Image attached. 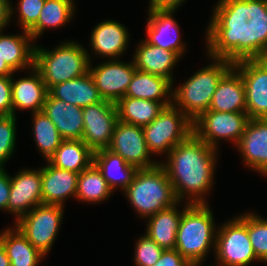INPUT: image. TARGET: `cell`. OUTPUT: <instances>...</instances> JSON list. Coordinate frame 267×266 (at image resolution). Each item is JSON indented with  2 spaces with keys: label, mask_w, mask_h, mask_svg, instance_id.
Segmentation results:
<instances>
[{
  "label": "cell",
  "mask_w": 267,
  "mask_h": 266,
  "mask_svg": "<svg viewBox=\"0 0 267 266\" xmlns=\"http://www.w3.org/2000/svg\"><path fill=\"white\" fill-rule=\"evenodd\" d=\"M207 29L209 57L236 63L267 57V0H219Z\"/></svg>",
  "instance_id": "cell-1"
},
{
  "label": "cell",
  "mask_w": 267,
  "mask_h": 266,
  "mask_svg": "<svg viewBox=\"0 0 267 266\" xmlns=\"http://www.w3.org/2000/svg\"><path fill=\"white\" fill-rule=\"evenodd\" d=\"M216 150L192 133L168 153V163L161 165L179 202L191 195L189 204H207L203 195L213 184Z\"/></svg>",
  "instance_id": "cell-2"
},
{
  "label": "cell",
  "mask_w": 267,
  "mask_h": 266,
  "mask_svg": "<svg viewBox=\"0 0 267 266\" xmlns=\"http://www.w3.org/2000/svg\"><path fill=\"white\" fill-rule=\"evenodd\" d=\"M182 210L175 249L192 265H201L216 245L213 214L207 204H189Z\"/></svg>",
  "instance_id": "cell-3"
},
{
  "label": "cell",
  "mask_w": 267,
  "mask_h": 266,
  "mask_svg": "<svg viewBox=\"0 0 267 266\" xmlns=\"http://www.w3.org/2000/svg\"><path fill=\"white\" fill-rule=\"evenodd\" d=\"M124 193L144 218L180 203L161 163L152 168L138 169Z\"/></svg>",
  "instance_id": "cell-4"
},
{
  "label": "cell",
  "mask_w": 267,
  "mask_h": 266,
  "mask_svg": "<svg viewBox=\"0 0 267 266\" xmlns=\"http://www.w3.org/2000/svg\"><path fill=\"white\" fill-rule=\"evenodd\" d=\"M89 59L88 52L80 44L67 41L51 51L35 46L34 67L49 91L59 83L87 74Z\"/></svg>",
  "instance_id": "cell-5"
},
{
  "label": "cell",
  "mask_w": 267,
  "mask_h": 266,
  "mask_svg": "<svg viewBox=\"0 0 267 266\" xmlns=\"http://www.w3.org/2000/svg\"><path fill=\"white\" fill-rule=\"evenodd\" d=\"M213 64L198 70L172 92V103L179 106L192 121L209 110L212 96L221 77L233 66L228 60L212 58Z\"/></svg>",
  "instance_id": "cell-6"
},
{
  "label": "cell",
  "mask_w": 267,
  "mask_h": 266,
  "mask_svg": "<svg viewBox=\"0 0 267 266\" xmlns=\"http://www.w3.org/2000/svg\"><path fill=\"white\" fill-rule=\"evenodd\" d=\"M149 152L167 154L193 133V121L176 106L169 105L142 127Z\"/></svg>",
  "instance_id": "cell-7"
},
{
  "label": "cell",
  "mask_w": 267,
  "mask_h": 266,
  "mask_svg": "<svg viewBox=\"0 0 267 266\" xmlns=\"http://www.w3.org/2000/svg\"><path fill=\"white\" fill-rule=\"evenodd\" d=\"M222 226L216 232L214 250L220 266H247L259 260L248 237V214L235 217Z\"/></svg>",
  "instance_id": "cell-8"
},
{
  "label": "cell",
  "mask_w": 267,
  "mask_h": 266,
  "mask_svg": "<svg viewBox=\"0 0 267 266\" xmlns=\"http://www.w3.org/2000/svg\"><path fill=\"white\" fill-rule=\"evenodd\" d=\"M63 216V206L41 204L22 216L15 226L42 254H48Z\"/></svg>",
  "instance_id": "cell-9"
},
{
  "label": "cell",
  "mask_w": 267,
  "mask_h": 266,
  "mask_svg": "<svg viewBox=\"0 0 267 266\" xmlns=\"http://www.w3.org/2000/svg\"><path fill=\"white\" fill-rule=\"evenodd\" d=\"M250 118L246 112L208 110L193 121V133L204 143L216 147L217 140H234L238 144Z\"/></svg>",
  "instance_id": "cell-10"
},
{
  "label": "cell",
  "mask_w": 267,
  "mask_h": 266,
  "mask_svg": "<svg viewBox=\"0 0 267 266\" xmlns=\"http://www.w3.org/2000/svg\"><path fill=\"white\" fill-rule=\"evenodd\" d=\"M245 86L250 119H267V59H246L233 64Z\"/></svg>",
  "instance_id": "cell-11"
},
{
  "label": "cell",
  "mask_w": 267,
  "mask_h": 266,
  "mask_svg": "<svg viewBox=\"0 0 267 266\" xmlns=\"http://www.w3.org/2000/svg\"><path fill=\"white\" fill-rule=\"evenodd\" d=\"M82 112L84 121L82 141L93 152L108 148L118 121L115 103L103 100L84 107Z\"/></svg>",
  "instance_id": "cell-12"
},
{
  "label": "cell",
  "mask_w": 267,
  "mask_h": 266,
  "mask_svg": "<svg viewBox=\"0 0 267 266\" xmlns=\"http://www.w3.org/2000/svg\"><path fill=\"white\" fill-rule=\"evenodd\" d=\"M120 155L129 165L137 169H148L159 162H151L143 128L134 124L117 121L108 148Z\"/></svg>",
  "instance_id": "cell-13"
},
{
  "label": "cell",
  "mask_w": 267,
  "mask_h": 266,
  "mask_svg": "<svg viewBox=\"0 0 267 266\" xmlns=\"http://www.w3.org/2000/svg\"><path fill=\"white\" fill-rule=\"evenodd\" d=\"M110 60L93 68L89 66V73L103 100L116 103L125 96L136 67L133 62L127 64L115 59Z\"/></svg>",
  "instance_id": "cell-14"
},
{
  "label": "cell",
  "mask_w": 267,
  "mask_h": 266,
  "mask_svg": "<svg viewBox=\"0 0 267 266\" xmlns=\"http://www.w3.org/2000/svg\"><path fill=\"white\" fill-rule=\"evenodd\" d=\"M10 183L7 211L13 212L17 221L34 207L43 204L41 169L21 170L10 177Z\"/></svg>",
  "instance_id": "cell-15"
},
{
  "label": "cell",
  "mask_w": 267,
  "mask_h": 266,
  "mask_svg": "<svg viewBox=\"0 0 267 266\" xmlns=\"http://www.w3.org/2000/svg\"><path fill=\"white\" fill-rule=\"evenodd\" d=\"M146 41L154 46L176 52L182 57L185 48L180 40L178 23L172 17L175 9H149Z\"/></svg>",
  "instance_id": "cell-16"
},
{
  "label": "cell",
  "mask_w": 267,
  "mask_h": 266,
  "mask_svg": "<svg viewBox=\"0 0 267 266\" xmlns=\"http://www.w3.org/2000/svg\"><path fill=\"white\" fill-rule=\"evenodd\" d=\"M82 109L58 100L48 92L42 111L54 123L63 140H82L84 132Z\"/></svg>",
  "instance_id": "cell-17"
},
{
  "label": "cell",
  "mask_w": 267,
  "mask_h": 266,
  "mask_svg": "<svg viewBox=\"0 0 267 266\" xmlns=\"http://www.w3.org/2000/svg\"><path fill=\"white\" fill-rule=\"evenodd\" d=\"M235 146L248 166L267 174V119H250Z\"/></svg>",
  "instance_id": "cell-18"
},
{
  "label": "cell",
  "mask_w": 267,
  "mask_h": 266,
  "mask_svg": "<svg viewBox=\"0 0 267 266\" xmlns=\"http://www.w3.org/2000/svg\"><path fill=\"white\" fill-rule=\"evenodd\" d=\"M209 110L246 112L245 86L240 73L232 66L220 79Z\"/></svg>",
  "instance_id": "cell-19"
},
{
  "label": "cell",
  "mask_w": 267,
  "mask_h": 266,
  "mask_svg": "<svg viewBox=\"0 0 267 266\" xmlns=\"http://www.w3.org/2000/svg\"><path fill=\"white\" fill-rule=\"evenodd\" d=\"M79 173L57 168L50 163L41 169L43 204L61 205L76 196Z\"/></svg>",
  "instance_id": "cell-20"
},
{
  "label": "cell",
  "mask_w": 267,
  "mask_h": 266,
  "mask_svg": "<svg viewBox=\"0 0 267 266\" xmlns=\"http://www.w3.org/2000/svg\"><path fill=\"white\" fill-rule=\"evenodd\" d=\"M32 70L29 77L17 81H14L13 75H11L13 115H15L16 109H31L32 113L40 112L43 109L48 89L40 72L35 67Z\"/></svg>",
  "instance_id": "cell-21"
},
{
  "label": "cell",
  "mask_w": 267,
  "mask_h": 266,
  "mask_svg": "<svg viewBox=\"0 0 267 266\" xmlns=\"http://www.w3.org/2000/svg\"><path fill=\"white\" fill-rule=\"evenodd\" d=\"M179 58L176 52L154 46L144 40L136 49L133 63L136 70L165 77L173 83L171 71Z\"/></svg>",
  "instance_id": "cell-22"
},
{
  "label": "cell",
  "mask_w": 267,
  "mask_h": 266,
  "mask_svg": "<svg viewBox=\"0 0 267 266\" xmlns=\"http://www.w3.org/2000/svg\"><path fill=\"white\" fill-rule=\"evenodd\" d=\"M54 98L81 108L103 101L90 73L53 86L48 91Z\"/></svg>",
  "instance_id": "cell-23"
},
{
  "label": "cell",
  "mask_w": 267,
  "mask_h": 266,
  "mask_svg": "<svg viewBox=\"0 0 267 266\" xmlns=\"http://www.w3.org/2000/svg\"><path fill=\"white\" fill-rule=\"evenodd\" d=\"M128 31L121 23L106 20L99 23L91 34V45L96 54L116 58L126 51Z\"/></svg>",
  "instance_id": "cell-24"
},
{
  "label": "cell",
  "mask_w": 267,
  "mask_h": 266,
  "mask_svg": "<svg viewBox=\"0 0 267 266\" xmlns=\"http://www.w3.org/2000/svg\"><path fill=\"white\" fill-rule=\"evenodd\" d=\"M172 84L165 77L136 70L128 85L125 96L161 102L166 107L173 103L172 92L170 91ZM168 95H171L169 100L167 99Z\"/></svg>",
  "instance_id": "cell-25"
},
{
  "label": "cell",
  "mask_w": 267,
  "mask_h": 266,
  "mask_svg": "<svg viewBox=\"0 0 267 266\" xmlns=\"http://www.w3.org/2000/svg\"><path fill=\"white\" fill-rule=\"evenodd\" d=\"M94 164L102 172L104 179L113 191L117 186L124 191L138 170L129 165L120 155L107 148L94 152Z\"/></svg>",
  "instance_id": "cell-26"
},
{
  "label": "cell",
  "mask_w": 267,
  "mask_h": 266,
  "mask_svg": "<svg viewBox=\"0 0 267 266\" xmlns=\"http://www.w3.org/2000/svg\"><path fill=\"white\" fill-rule=\"evenodd\" d=\"M31 41L33 38L27 31L14 36L0 33V56L14 72L34 67L35 46L30 45Z\"/></svg>",
  "instance_id": "cell-27"
},
{
  "label": "cell",
  "mask_w": 267,
  "mask_h": 266,
  "mask_svg": "<svg viewBox=\"0 0 267 266\" xmlns=\"http://www.w3.org/2000/svg\"><path fill=\"white\" fill-rule=\"evenodd\" d=\"M177 204L165 208L148 217L146 235L155 241L161 248L175 249L176 234L182 217Z\"/></svg>",
  "instance_id": "cell-28"
},
{
  "label": "cell",
  "mask_w": 267,
  "mask_h": 266,
  "mask_svg": "<svg viewBox=\"0 0 267 266\" xmlns=\"http://www.w3.org/2000/svg\"><path fill=\"white\" fill-rule=\"evenodd\" d=\"M47 162L80 173L94 163V152L82 140H63Z\"/></svg>",
  "instance_id": "cell-29"
},
{
  "label": "cell",
  "mask_w": 267,
  "mask_h": 266,
  "mask_svg": "<svg viewBox=\"0 0 267 266\" xmlns=\"http://www.w3.org/2000/svg\"><path fill=\"white\" fill-rule=\"evenodd\" d=\"M0 243L6 250L10 266H37L45 256L17 227L16 230H4L0 234Z\"/></svg>",
  "instance_id": "cell-30"
},
{
  "label": "cell",
  "mask_w": 267,
  "mask_h": 266,
  "mask_svg": "<svg viewBox=\"0 0 267 266\" xmlns=\"http://www.w3.org/2000/svg\"><path fill=\"white\" fill-rule=\"evenodd\" d=\"M118 120L144 127L164 109L161 102L124 96L116 103Z\"/></svg>",
  "instance_id": "cell-31"
},
{
  "label": "cell",
  "mask_w": 267,
  "mask_h": 266,
  "mask_svg": "<svg viewBox=\"0 0 267 266\" xmlns=\"http://www.w3.org/2000/svg\"><path fill=\"white\" fill-rule=\"evenodd\" d=\"M112 192L102 172L94 163L79 173L76 190L78 200L101 202L110 197Z\"/></svg>",
  "instance_id": "cell-32"
},
{
  "label": "cell",
  "mask_w": 267,
  "mask_h": 266,
  "mask_svg": "<svg viewBox=\"0 0 267 266\" xmlns=\"http://www.w3.org/2000/svg\"><path fill=\"white\" fill-rule=\"evenodd\" d=\"M74 14L73 0H46L37 24L29 31L33 40L42 34L46 27H60Z\"/></svg>",
  "instance_id": "cell-33"
},
{
  "label": "cell",
  "mask_w": 267,
  "mask_h": 266,
  "mask_svg": "<svg viewBox=\"0 0 267 266\" xmlns=\"http://www.w3.org/2000/svg\"><path fill=\"white\" fill-rule=\"evenodd\" d=\"M33 134L37 147L44 158L48 159L54 154L63 141L54 123L43 112L33 113Z\"/></svg>",
  "instance_id": "cell-34"
},
{
  "label": "cell",
  "mask_w": 267,
  "mask_h": 266,
  "mask_svg": "<svg viewBox=\"0 0 267 266\" xmlns=\"http://www.w3.org/2000/svg\"><path fill=\"white\" fill-rule=\"evenodd\" d=\"M248 237L259 261L267 262V220L248 213Z\"/></svg>",
  "instance_id": "cell-35"
},
{
  "label": "cell",
  "mask_w": 267,
  "mask_h": 266,
  "mask_svg": "<svg viewBox=\"0 0 267 266\" xmlns=\"http://www.w3.org/2000/svg\"><path fill=\"white\" fill-rule=\"evenodd\" d=\"M16 116L0 115V168L12 156L16 140Z\"/></svg>",
  "instance_id": "cell-36"
},
{
  "label": "cell",
  "mask_w": 267,
  "mask_h": 266,
  "mask_svg": "<svg viewBox=\"0 0 267 266\" xmlns=\"http://www.w3.org/2000/svg\"><path fill=\"white\" fill-rule=\"evenodd\" d=\"M135 250L134 259L137 266H153L164 251L163 248L146 234L139 238Z\"/></svg>",
  "instance_id": "cell-37"
},
{
  "label": "cell",
  "mask_w": 267,
  "mask_h": 266,
  "mask_svg": "<svg viewBox=\"0 0 267 266\" xmlns=\"http://www.w3.org/2000/svg\"><path fill=\"white\" fill-rule=\"evenodd\" d=\"M46 0H19V25L29 32L36 24Z\"/></svg>",
  "instance_id": "cell-38"
},
{
  "label": "cell",
  "mask_w": 267,
  "mask_h": 266,
  "mask_svg": "<svg viewBox=\"0 0 267 266\" xmlns=\"http://www.w3.org/2000/svg\"><path fill=\"white\" fill-rule=\"evenodd\" d=\"M0 115H13L11 76H0Z\"/></svg>",
  "instance_id": "cell-39"
},
{
  "label": "cell",
  "mask_w": 267,
  "mask_h": 266,
  "mask_svg": "<svg viewBox=\"0 0 267 266\" xmlns=\"http://www.w3.org/2000/svg\"><path fill=\"white\" fill-rule=\"evenodd\" d=\"M153 266H192L176 249H166Z\"/></svg>",
  "instance_id": "cell-40"
},
{
  "label": "cell",
  "mask_w": 267,
  "mask_h": 266,
  "mask_svg": "<svg viewBox=\"0 0 267 266\" xmlns=\"http://www.w3.org/2000/svg\"><path fill=\"white\" fill-rule=\"evenodd\" d=\"M11 183L10 176L4 168H0V209L7 211Z\"/></svg>",
  "instance_id": "cell-41"
},
{
  "label": "cell",
  "mask_w": 267,
  "mask_h": 266,
  "mask_svg": "<svg viewBox=\"0 0 267 266\" xmlns=\"http://www.w3.org/2000/svg\"><path fill=\"white\" fill-rule=\"evenodd\" d=\"M10 0H0V32L5 28L13 13Z\"/></svg>",
  "instance_id": "cell-42"
},
{
  "label": "cell",
  "mask_w": 267,
  "mask_h": 266,
  "mask_svg": "<svg viewBox=\"0 0 267 266\" xmlns=\"http://www.w3.org/2000/svg\"><path fill=\"white\" fill-rule=\"evenodd\" d=\"M149 9H177L184 0H149Z\"/></svg>",
  "instance_id": "cell-43"
},
{
  "label": "cell",
  "mask_w": 267,
  "mask_h": 266,
  "mask_svg": "<svg viewBox=\"0 0 267 266\" xmlns=\"http://www.w3.org/2000/svg\"><path fill=\"white\" fill-rule=\"evenodd\" d=\"M13 70L7 65L4 59L0 56V76H11Z\"/></svg>",
  "instance_id": "cell-44"
},
{
  "label": "cell",
  "mask_w": 267,
  "mask_h": 266,
  "mask_svg": "<svg viewBox=\"0 0 267 266\" xmlns=\"http://www.w3.org/2000/svg\"><path fill=\"white\" fill-rule=\"evenodd\" d=\"M0 266H10V260L7 256L6 250L0 243Z\"/></svg>",
  "instance_id": "cell-45"
}]
</instances>
